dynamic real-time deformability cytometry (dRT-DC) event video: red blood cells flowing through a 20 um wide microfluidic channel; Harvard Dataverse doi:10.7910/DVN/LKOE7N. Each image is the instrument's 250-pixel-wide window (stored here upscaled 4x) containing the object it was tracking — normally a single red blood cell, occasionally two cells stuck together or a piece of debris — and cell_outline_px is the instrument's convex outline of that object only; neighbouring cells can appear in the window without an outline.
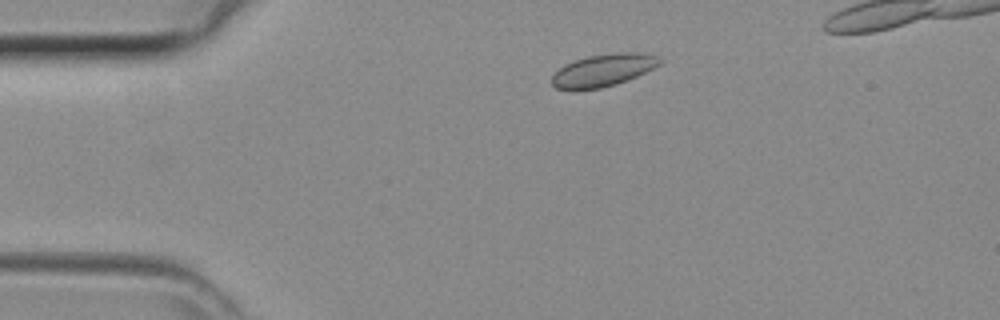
{"species": "common noctule bat (a hibernating species)", "species_latin": "Nyctalus noctula", "temperature_condition": "room temperature", "stored_images_in_passage": 34, "camera_frame_rate_fps": 3000, "um_per_image_px": 0.085, "animal": {"sex": "female", "body_mass_g": 29.2, "forearm_length_mm": 56.3}, "frame": {"image": 1, "passage_image": 2, "time_ms": 0.333, "image_size_px": [1000, 320], "cell_outline_px": [[664, 60], [660, 64], [636, 76], [616, 84], [600, 88], [572, 92], [556, 88], [552, 84], [552, 76], [564, 64], [588, 56], [616, 52], [640, 52], [660, 56]], "centroid_in_image_um": [51.26, 5.98], "position_along_channel_um": 33.7, "area_um2": 20.63}}
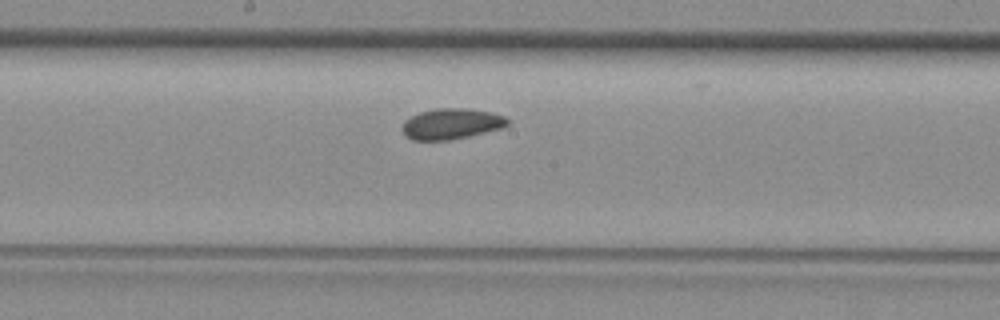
{"frame": {"image": 2, "passage_image": 16, "time_ms": 5.0, "image_size_px": [1000, 320], "cell_outline_px": [[508, 124], [500, 128], [468, 136], [448, 140], [412, 140], [404, 136], [400, 128], [404, 120], [420, 112], [436, 108], [464, 108], [492, 112], [504, 116], [508, 120]], "centroid_in_image_um": [38.3, 10.52], "position_along_channel_um": 209.9, "area_um2": 18.84}}
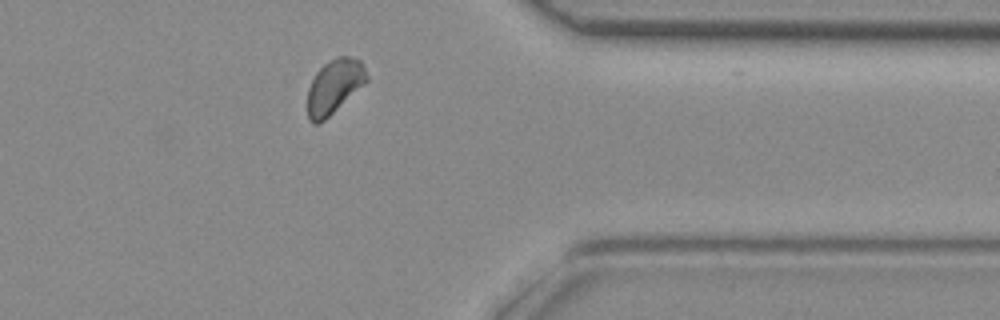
{"frame": {"image": 3, "passage_image": 28, "time_ms": 9.0, "image_size_px": [1000, 320], "cell_outline_px": [[368, 80], [364, 84], [320, 124], [312, 124], [308, 120], [308, 88], [316, 72], [324, 64], [336, 56], [348, 56], [360, 60], [368, 76]], "centroid_in_image_um": [28.39, 7.35], "position_along_channel_um": 383.0, "area_um2": 18.55}}